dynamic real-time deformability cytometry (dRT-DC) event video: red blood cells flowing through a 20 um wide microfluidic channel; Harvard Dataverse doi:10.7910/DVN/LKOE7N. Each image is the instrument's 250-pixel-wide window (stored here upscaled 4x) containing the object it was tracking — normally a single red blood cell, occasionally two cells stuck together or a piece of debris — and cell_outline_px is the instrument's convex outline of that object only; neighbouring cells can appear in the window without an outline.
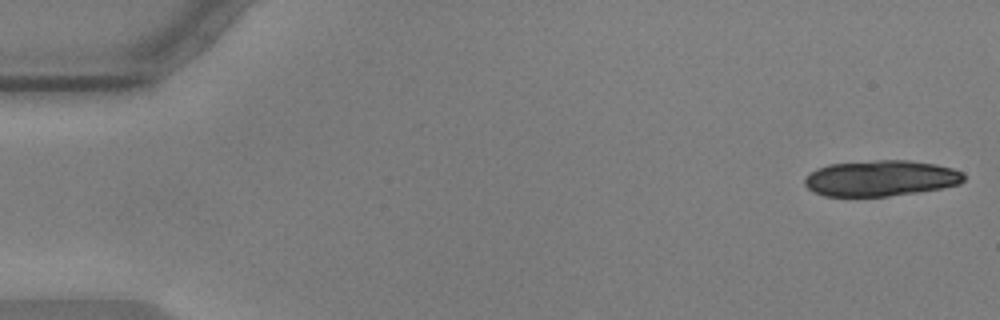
{"species": "common noctule bat (a hibernating species)", "species_latin": "Nyctalus noctula", "temperature_condition": "warm", "stored_images_in_passage": 17, "camera_frame_rate_fps": 3000, "um_per_image_px": 0.085, "animal": {"sex": "male", "body_mass_g": 17.9, "forearm_length_mm": 54.2}, "frame": {"image": 1, "passage_image": 1, "time_ms": 0.0, "image_size_px": [1000, 320], "cell_outline_px": [[964, 180], [960, 184], [940, 188], [916, 192], [888, 196], [824, 196], [812, 192], [804, 184], [804, 180], [816, 168], [828, 164], [876, 160], [908, 160], [936, 164], [952, 168], [964, 172]], "centroid_in_image_um": [74.86, 15.14], "position_along_channel_um": 10.1, "area_um2": 33.29}}